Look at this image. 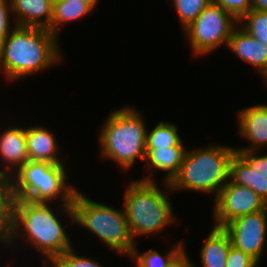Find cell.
I'll return each mask as SVG.
<instances>
[{
    "mask_svg": "<svg viewBox=\"0 0 267 267\" xmlns=\"http://www.w3.org/2000/svg\"><path fill=\"white\" fill-rule=\"evenodd\" d=\"M258 264L248 254L231 245L226 260V267H257Z\"/></svg>",
    "mask_w": 267,
    "mask_h": 267,
    "instance_id": "28",
    "label": "cell"
},
{
    "mask_svg": "<svg viewBox=\"0 0 267 267\" xmlns=\"http://www.w3.org/2000/svg\"><path fill=\"white\" fill-rule=\"evenodd\" d=\"M231 245L228 233L223 228L214 226L200 251L202 267H226Z\"/></svg>",
    "mask_w": 267,
    "mask_h": 267,
    "instance_id": "17",
    "label": "cell"
},
{
    "mask_svg": "<svg viewBox=\"0 0 267 267\" xmlns=\"http://www.w3.org/2000/svg\"><path fill=\"white\" fill-rule=\"evenodd\" d=\"M212 2L220 5L237 20L248 13L252 8V0H212Z\"/></svg>",
    "mask_w": 267,
    "mask_h": 267,
    "instance_id": "27",
    "label": "cell"
},
{
    "mask_svg": "<svg viewBox=\"0 0 267 267\" xmlns=\"http://www.w3.org/2000/svg\"><path fill=\"white\" fill-rule=\"evenodd\" d=\"M251 9L267 11V0H252Z\"/></svg>",
    "mask_w": 267,
    "mask_h": 267,
    "instance_id": "31",
    "label": "cell"
},
{
    "mask_svg": "<svg viewBox=\"0 0 267 267\" xmlns=\"http://www.w3.org/2000/svg\"><path fill=\"white\" fill-rule=\"evenodd\" d=\"M229 180L251 188L267 204V179L253 171L237 153L230 161Z\"/></svg>",
    "mask_w": 267,
    "mask_h": 267,
    "instance_id": "18",
    "label": "cell"
},
{
    "mask_svg": "<svg viewBox=\"0 0 267 267\" xmlns=\"http://www.w3.org/2000/svg\"><path fill=\"white\" fill-rule=\"evenodd\" d=\"M258 151L236 150V153L249 165L257 174L267 179V155L259 156Z\"/></svg>",
    "mask_w": 267,
    "mask_h": 267,
    "instance_id": "26",
    "label": "cell"
},
{
    "mask_svg": "<svg viewBox=\"0 0 267 267\" xmlns=\"http://www.w3.org/2000/svg\"><path fill=\"white\" fill-rule=\"evenodd\" d=\"M155 182L148 175L126 187L124 212L133 239L150 234L154 237L176 219L168 193L159 189Z\"/></svg>",
    "mask_w": 267,
    "mask_h": 267,
    "instance_id": "5",
    "label": "cell"
},
{
    "mask_svg": "<svg viewBox=\"0 0 267 267\" xmlns=\"http://www.w3.org/2000/svg\"><path fill=\"white\" fill-rule=\"evenodd\" d=\"M223 229L228 233L234 247L260 263L266 244L267 208L240 216L226 224Z\"/></svg>",
    "mask_w": 267,
    "mask_h": 267,
    "instance_id": "10",
    "label": "cell"
},
{
    "mask_svg": "<svg viewBox=\"0 0 267 267\" xmlns=\"http://www.w3.org/2000/svg\"><path fill=\"white\" fill-rule=\"evenodd\" d=\"M10 2L15 25L51 31L53 0H10Z\"/></svg>",
    "mask_w": 267,
    "mask_h": 267,
    "instance_id": "14",
    "label": "cell"
},
{
    "mask_svg": "<svg viewBox=\"0 0 267 267\" xmlns=\"http://www.w3.org/2000/svg\"><path fill=\"white\" fill-rule=\"evenodd\" d=\"M47 267H103V265L87 256L77 255L74 248H71L57 257Z\"/></svg>",
    "mask_w": 267,
    "mask_h": 267,
    "instance_id": "25",
    "label": "cell"
},
{
    "mask_svg": "<svg viewBox=\"0 0 267 267\" xmlns=\"http://www.w3.org/2000/svg\"><path fill=\"white\" fill-rule=\"evenodd\" d=\"M140 111L125 107L106 118L100 130V156L113 160L125 170L137 159L145 161L146 125Z\"/></svg>",
    "mask_w": 267,
    "mask_h": 267,
    "instance_id": "6",
    "label": "cell"
},
{
    "mask_svg": "<svg viewBox=\"0 0 267 267\" xmlns=\"http://www.w3.org/2000/svg\"><path fill=\"white\" fill-rule=\"evenodd\" d=\"M173 246L164 256L155 249L139 254L135 246L129 257L136 262V267H167L185 250L180 242Z\"/></svg>",
    "mask_w": 267,
    "mask_h": 267,
    "instance_id": "20",
    "label": "cell"
},
{
    "mask_svg": "<svg viewBox=\"0 0 267 267\" xmlns=\"http://www.w3.org/2000/svg\"><path fill=\"white\" fill-rule=\"evenodd\" d=\"M167 267H196L194 263L191 262L189 256H187L186 250H184L172 263Z\"/></svg>",
    "mask_w": 267,
    "mask_h": 267,
    "instance_id": "30",
    "label": "cell"
},
{
    "mask_svg": "<svg viewBox=\"0 0 267 267\" xmlns=\"http://www.w3.org/2000/svg\"><path fill=\"white\" fill-rule=\"evenodd\" d=\"M66 170L63 163L28 160L9 179L12 199L51 204V201L60 196V207L74 223L72 202L77 188L68 185Z\"/></svg>",
    "mask_w": 267,
    "mask_h": 267,
    "instance_id": "3",
    "label": "cell"
},
{
    "mask_svg": "<svg viewBox=\"0 0 267 267\" xmlns=\"http://www.w3.org/2000/svg\"><path fill=\"white\" fill-rule=\"evenodd\" d=\"M236 28L229 38L227 48L238 58L254 66L267 85V46L241 27Z\"/></svg>",
    "mask_w": 267,
    "mask_h": 267,
    "instance_id": "12",
    "label": "cell"
},
{
    "mask_svg": "<svg viewBox=\"0 0 267 267\" xmlns=\"http://www.w3.org/2000/svg\"><path fill=\"white\" fill-rule=\"evenodd\" d=\"M25 132L29 160L64 163L58 155L59 146L56 139L44 126H29Z\"/></svg>",
    "mask_w": 267,
    "mask_h": 267,
    "instance_id": "15",
    "label": "cell"
},
{
    "mask_svg": "<svg viewBox=\"0 0 267 267\" xmlns=\"http://www.w3.org/2000/svg\"><path fill=\"white\" fill-rule=\"evenodd\" d=\"M81 1L89 4L94 9L96 7V4L98 5L99 0H81Z\"/></svg>",
    "mask_w": 267,
    "mask_h": 267,
    "instance_id": "32",
    "label": "cell"
},
{
    "mask_svg": "<svg viewBox=\"0 0 267 267\" xmlns=\"http://www.w3.org/2000/svg\"><path fill=\"white\" fill-rule=\"evenodd\" d=\"M238 25V20L220 5L211 2L184 31L195 55H207L227 47L229 38ZM209 52V53H208Z\"/></svg>",
    "mask_w": 267,
    "mask_h": 267,
    "instance_id": "8",
    "label": "cell"
},
{
    "mask_svg": "<svg viewBox=\"0 0 267 267\" xmlns=\"http://www.w3.org/2000/svg\"><path fill=\"white\" fill-rule=\"evenodd\" d=\"M235 153V147L218 144L195 151L186 149L179 174L170 184L164 182L163 186L170 191L215 192L217 197L229 181L230 161Z\"/></svg>",
    "mask_w": 267,
    "mask_h": 267,
    "instance_id": "4",
    "label": "cell"
},
{
    "mask_svg": "<svg viewBox=\"0 0 267 267\" xmlns=\"http://www.w3.org/2000/svg\"><path fill=\"white\" fill-rule=\"evenodd\" d=\"M214 203V222L223 228L232 220L267 208V204L251 188L236 185L230 180L221 189Z\"/></svg>",
    "mask_w": 267,
    "mask_h": 267,
    "instance_id": "9",
    "label": "cell"
},
{
    "mask_svg": "<svg viewBox=\"0 0 267 267\" xmlns=\"http://www.w3.org/2000/svg\"><path fill=\"white\" fill-rule=\"evenodd\" d=\"M239 134L250 141L246 148L236 150L259 151L267 145V104L245 107L238 113Z\"/></svg>",
    "mask_w": 267,
    "mask_h": 267,
    "instance_id": "13",
    "label": "cell"
},
{
    "mask_svg": "<svg viewBox=\"0 0 267 267\" xmlns=\"http://www.w3.org/2000/svg\"><path fill=\"white\" fill-rule=\"evenodd\" d=\"M11 186L9 178L0 176V243L7 244L11 233Z\"/></svg>",
    "mask_w": 267,
    "mask_h": 267,
    "instance_id": "22",
    "label": "cell"
},
{
    "mask_svg": "<svg viewBox=\"0 0 267 267\" xmlns=\"http://www.w3.org/2000/svg\"><path fill=\"white\" fill-rule=\"evenodd\" d=\"M186 152L185 146L170 148H146L145 162L148 168L166 172L163 182L171 183L179 174L182 159Z\"/></svg>",
    "mask_w": 267,
    "mask_h": 267,
    "instance_id": "16",
    "label": "cell"
},
{
    "mask_svg": "<svg viewBox=\"0 0 267 267\" xmlns=\"http://www.w3.org/2000/svg\"><path fill=\"white\" fill-rule=\"evenodd\" d=\"M241 23L242 29L267 46V11L251 9L238 20Z\"/></svg>",
    "mask_w": 267,
    "mask_h": 267,
    "instance_id": "23",
    "label": "cell"
},
{
    "mask_svg": "<svg viewBox=\"0 0 267 267\" xmlns=\"http://www.w3.org/2000/svg\"><path fill=\"white\" fill-rule=\"evenodd\" d=\"M12 14L10 0H0V46L3 40L13 30L10 28V16Z\"/></svg>",
    "mask_w": 267,
    "mask_h": 267,
    "instance_id": "29",
    "label": "cell"
},
{
    "mask_svg": "<svg viewBox=\"0 0 267 267\" xmlns=\"http://www.w3.org/2000/svg\"><path fill=\"white\" fill-rule=\"evenodd\" d=\"M57 218L50 203L12 199L11 233L8 245L13 246L16 242L14 240L18 239L17 236L22 230L21 232H25L23 234L26 238L25 242L34 246L37 251L39 250L44 258L46 257L43 266L47 267L57 257L73 247L64 229L65 226Z\"/></svg>",
    "mask_w": 267,
    "mask_h": 267,
    "instance_id": "2",
    "label": "cell"
},
{
    "mask_svg": "<svg viewBox=\"0 0 267 267\" xmlns=\"http://www.w3.org/2000/svg\"><path fill=\"white\" fill-rule=\"evenodd\" d=\"M57 40L48 29L14 24L0 46V71L13 82L58 63L62 52Z\"/></svg>",
    "mask_w": 267,
    "mask_h": 267,
    "instance_id": "1",
    "label": "cell"
},
{
    "mask_svg": "<svg viewBox=\"0 0 267 267\" xmlns=\"http://www.w3.org/2000/svg\"><path fill=\"white\" fill-rule=\"evenodd\" d=\"M94 10L81 0H53L51 32L58 37L61 25L76 21Z\"/></svg>",
    "mask_w": 267,
    "mask_h": 267,
    "instance_id": "19",
    "label": "cell"
},
{
    "mask_svg": "<svg viewBox=\"0 0 267 267\" xmlns=\"http://www.w3.org/2000/svg\"><path fill=\"white\" fill-rule=\"evenodd\" d=\"M177 130L174 124L160 121L152 131H146V148L184 146Z\"/></svg>",
    "mask_w": 267,
    "mask_h": 267,
    "instance_id": "21",
    "label": "cell"
},
{
    "mask_svg": "<svg viewBox=\"0 0 267 267\" xmlns=\"http://www.w3.org/2000/svg\"><path fill=\"white\" fill-rule=\"evenodd\" d=\"M72 208L77 225L92 231L110 249L128 257L131 255L136 244L124 209L118 210L90 200L78 190L73 198Z\"/></svg>",
    "mask_w": 267,
    "mask_h": 267,
    "instance_id": "7",
    "label": "cell"
},
{
    "mask_svg": "<svg viewBox=\"0 0 267 267\" xmlns=\"http://www.w3.org/2000/svg\"><path fill=\"white\" fill-rule=\"evenodd\" d=\"M0 157L5 165L0 176L10 179L29 160L25 129L11 127L1 133Z\"/></svg>",
    "mask_w": 267,
    "mask_h": 267,
    "instance_id": "11",
    "label": "cell"
},
{
    "mask_svg": "<svg viewBox=\"0 0 267 267\" xmlns=\"http://www.w3.org/2000/svg\"><path fill=\"white\" fill-rule=\"evenodd\" d=\"M212 0H173L183 30L187 28Z\"/></svg>",
    "mask_w": 267,
    "mask_h": 267,
    "instance_id": "24",
    "label": "cell"
}]
</instances>
